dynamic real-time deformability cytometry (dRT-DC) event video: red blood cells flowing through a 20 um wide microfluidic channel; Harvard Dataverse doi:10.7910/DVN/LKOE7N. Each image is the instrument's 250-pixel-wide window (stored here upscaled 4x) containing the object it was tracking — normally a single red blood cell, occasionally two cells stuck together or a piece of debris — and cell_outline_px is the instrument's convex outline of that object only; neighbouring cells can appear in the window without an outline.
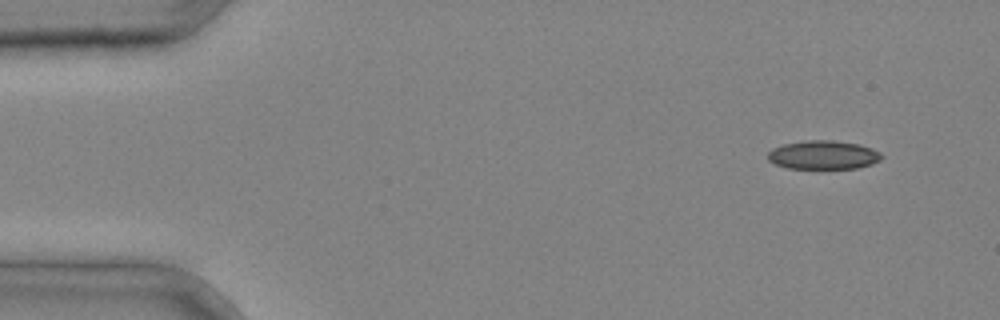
{"species": "common noctule bat (a hibernating species)", "species_latin": "Nyctalus noctula", "temperature_condition": "cold", "stored_images_in_passage": 3, "camera_frame_rate_fps": 3000, "um_per_image_px": 0.085, "animal": {"sex": "male", "body_mass_g": 20.4}, "frame": {"image": 1, "passage_image": 1, "time_ms": 0.0, "image_size_px": [1000, 320], "cell_outline_px": [[884, 156], [880, 160], [872, 164], [856, 168], [788, 168], [776, 164], [768, 160], [768, 152], [772, 148], [784, 144], [804, 140], [832, 140], [860, 144], [872, 148], [880, 152]], "centroid_in_image_um": [70.0, 13.16], "position_along_channel_um": 15.0, "area_um2": 19.07}}
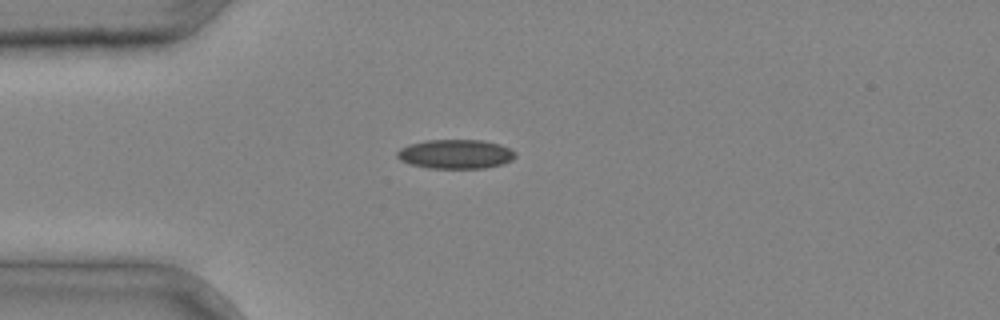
{"frame": {"image": 2, "passage_image": 3, "time_ms": 0.667, "image_size_px": [1000, 320], "cell_outline_px": [[516, 156], [512, 160], [500, 164], [484, 168], [428, 168], [412, 164], [400, 160], [396, 156], [396, 152], [400, 148], [408, 144], [424, 140], [484, 140], [500, 144], [516, 152]], "centroid_in_image_um": [38.7, 13.08], "position_along_channel_um": 46.3, "area_um2": 20.17}}